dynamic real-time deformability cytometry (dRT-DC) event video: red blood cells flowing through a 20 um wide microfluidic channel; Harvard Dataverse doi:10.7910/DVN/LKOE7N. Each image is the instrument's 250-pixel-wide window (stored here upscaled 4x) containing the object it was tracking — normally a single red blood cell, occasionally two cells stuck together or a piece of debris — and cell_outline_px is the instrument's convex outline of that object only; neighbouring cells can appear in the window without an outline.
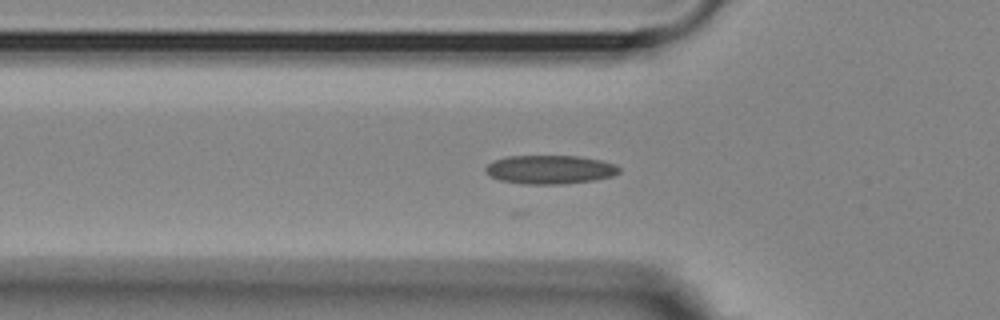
{"species": "Egyptian fruit bat (a non-hibernating species)", "species_latin": "Rousettus aegyptiacus", "temperature_condition": "room temperature", "stored_images_in_passage": 27, "camera_frame_rate_fps": 3000, "um_per_image_px": 0.085, "animal": {"sex": "female"}, "frame": {"image": 1, "passage_image": 3, "time_ms": 0.667, "image_size_px": [1000, 320], "cell_outline_px": [[620, 172], [612, 176], [592, 180], [564, 184], [524, 184], [500, 180], [484, 172], [484, 168], [488, 164], [496, 160], [508, 156], [580, 156], [600, 160], [616, 164], [620, 168]], "centroid_in_image_um": [46.75, 14.41], "position_along_channel_um": 79.0, "area_um2": 22.31}}
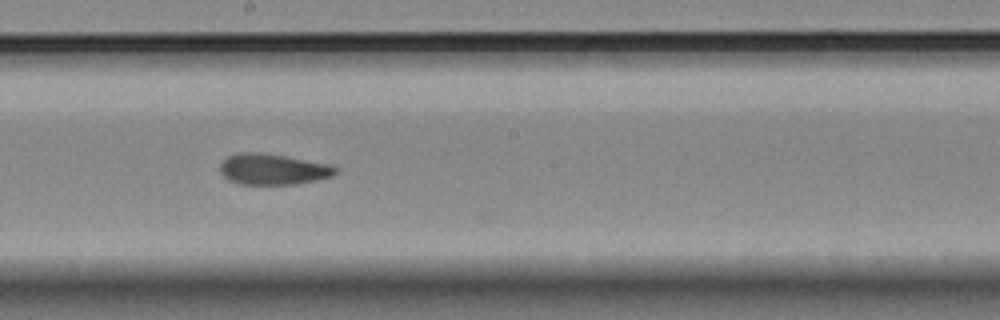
{"frame": {"image": 2, "passage_image": 15, "time_ms": 4.667, "image_size_px": [1000, 320], "cell_outline_px": [[336, 172], [332, 176], [316, 180], [296, 184], [240, 184], [228, 180], [220, 172], [220, 164], [228, 156], [236, 152], [260, 152], [284, 156], [328, 164], [336, 168]], "centroid_in_image_um": [23.15, 14.38], "position_along_channel_um": 225.1, "area_um2": 20.63}}
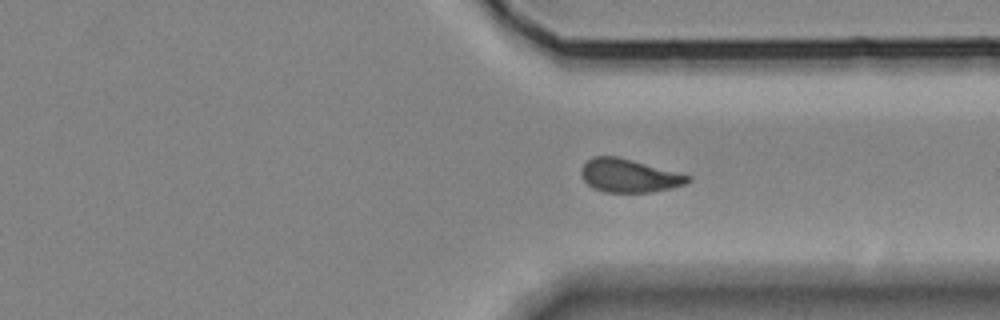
{"frame": {"image": 3, "passage_image": 26, "time_ms": 8.333, "image_size_px": [1000, 320], "cell_outline_px": [[692, 180], [684, 184], [672, 188], [652, 192], [604, 192], [588, 184], [584, 180], [580, 172], [584, 164], [592, 156], [616, 156], [632, 160], [692, 176]], "centroid_in_image_um": [53.48, 14.93], "position_along_channel_um": 357.9, "area_um2": 20.52}}